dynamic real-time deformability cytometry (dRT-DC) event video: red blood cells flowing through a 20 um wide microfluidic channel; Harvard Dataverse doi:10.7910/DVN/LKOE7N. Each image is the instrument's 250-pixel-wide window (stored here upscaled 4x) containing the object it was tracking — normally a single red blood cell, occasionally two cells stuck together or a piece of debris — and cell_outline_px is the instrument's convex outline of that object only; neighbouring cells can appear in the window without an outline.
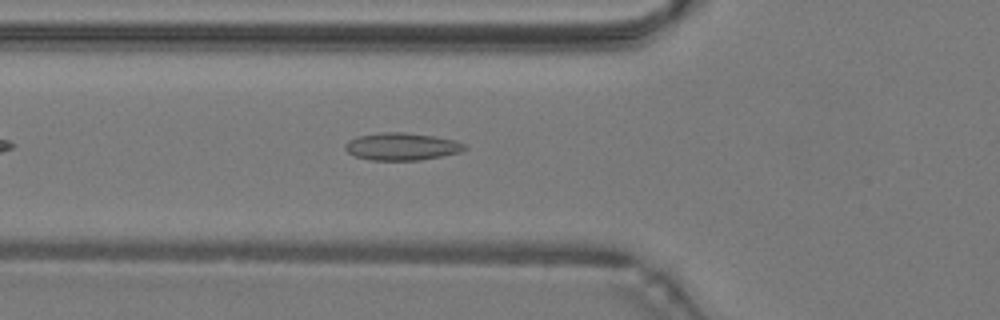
{"species": "common noctule bat (a hibernating species)", "species_latin": "Nyctalus noctula", "temperature_condition": "warm", "stored_images_in_passage": 32, "camera_frame_rate_fps": 3000, "um_per_image_px": 0.085, "animal": {"sex": "male", "body_mass_g": 19.2, "forearm_length_mm": 51.8}, "frame": {"image": 1, "passage_image": 3, "time_ms": 0.667, "image_size_px": [1000, 320], "cell_outline_px": [[468, 148], [460, 152], [420, 160], [372, 160], [356, 156], [348, 152], [344, 148], [344, 144], [348, 140], [356, 136], [380, 132], [404, 132], [436, 136], [456, 140], [468, 144]], "centroid_in_image_um": [34.17, 12.44], "position_along_channel_um": 91.6, "area_um2": 19.31}}
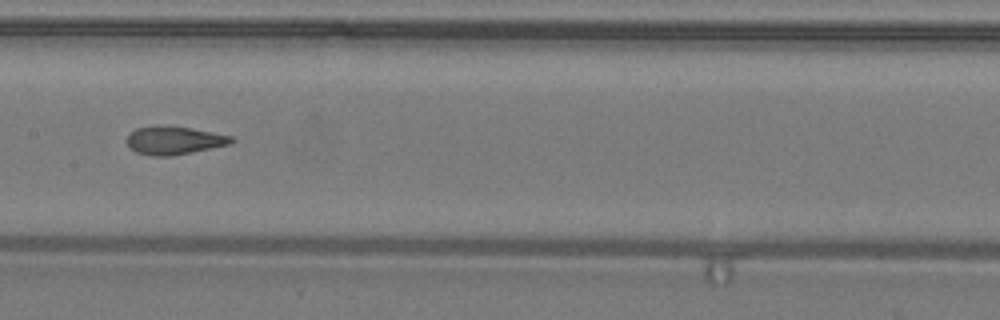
{"frame": {"image": 2, "passage_image": 10, "time_ms": 3.0, "image_size_px": [1000, 320], "cell_outline_px": [[236, 140], [232, 144], [172, 156], [152, 156], [136, 152], [128, 144], [128, 136], [136, 128], [192, 128], [232, 136]], "centroid_in_image_um": [14.89, 11.98], "position_along_channel_um": 192.5, "area_um2": 16.47}}
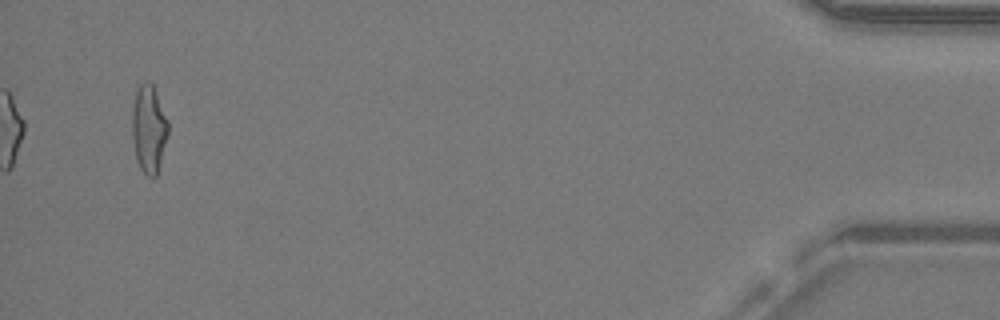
{"frame": {"image": 3, "passage_image": 32, "time_ms": 10.333, "image_size_px": [1000, 320], "cell_outline_px": [[168, 132], [156, 176], [152, 180], [140, 168], [136, 160], [132, 136], [132, 108], [136, 92], [140, 84], [144, 80], [152, 84], [156, 92], [168, 120]], "centroid_in_image_um": [12.63, 10.96], "position_along_channel_um": 422.6, "area_um2": 18.32}, "authors_computed_cell_mechanics": {"area_um2": 17.34, "velocity_mm_per_s": 4.2851, "shape_relaxation_time_tau1_ms": null, "shape_relaxation_time_tau2_ms": 1.2232, "deformation_change_tau1": null, "deformation_change_tau2": 0.0979}}